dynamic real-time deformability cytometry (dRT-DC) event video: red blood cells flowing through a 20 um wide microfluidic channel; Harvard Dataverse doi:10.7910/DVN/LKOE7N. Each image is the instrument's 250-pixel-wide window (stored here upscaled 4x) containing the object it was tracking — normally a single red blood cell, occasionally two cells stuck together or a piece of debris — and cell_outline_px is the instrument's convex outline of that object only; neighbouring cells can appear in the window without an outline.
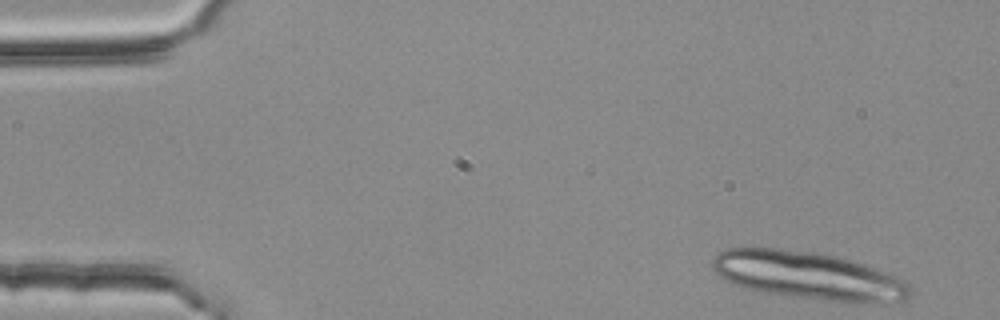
{"species": "common noctule bat (a hibernating species)", "species_latin": "Nyctalus noctula", "temperature_condition": "room temperature", "stored_images_in_passage": 13, "camera_frame_rate_fps": 3000, "um_per_image_px": 0.085, "animal": {"sex": "female", "body_mass_g": 25.1}, "frame": {"image": 1, "passage_image": 1, "time_ms": 0.0, "image_size_px": [1000, 320], "cell_outline_px": [[916, 292], [912, 296], [904, 300], [824, 300], [788, 296], [760, 292], [744, 288], [732, 284], [720, 276], [712, 268], [712, 260], [716, 252], [724, 248], [772, 248], [808, 252], [836, 256], [908, 280], [916, 288]], "centroid_in_image_um": [68.65, 23.41], "position_along_channel_um": 16.3, "area_um2": 54.33}}